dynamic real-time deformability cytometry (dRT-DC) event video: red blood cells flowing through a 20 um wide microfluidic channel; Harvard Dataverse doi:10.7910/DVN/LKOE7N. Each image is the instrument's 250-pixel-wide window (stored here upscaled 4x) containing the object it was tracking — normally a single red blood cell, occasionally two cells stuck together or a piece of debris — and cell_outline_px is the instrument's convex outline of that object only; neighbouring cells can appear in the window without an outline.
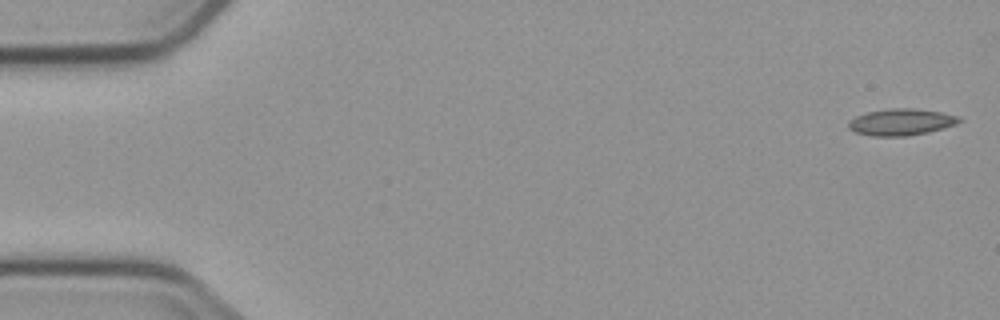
{"species": "common noctule bat (a hibernating species)", "species_latin": "Nyctalus noctula", "temperature_condition": "cold", "stored_images_in_passage": 5, "camera_frame_rate_fps": 3000, "um_per_image_px": 0.085, "animal": {"sex": "male", "body_mass_g": 23.1, "forearm_length_mm": 52.7}, "frame": {"image": 1, "passage_image": 1, "time_ms": 0.0, "image_size_px": [1000, 320], "cell_outline_px": [[964, 120], [956, 124], [928, 132], [908, 136], [872, 136], [856, 132], [848, 128], [848, 124], [856, 116], [868, 112], [892, 108], [912, 108], [940, 112], [960, 116]], "centroid_in_image_um": [76.64, 10.37], "position_along_channel_um": 8.4, "area_um2": 17.05}}
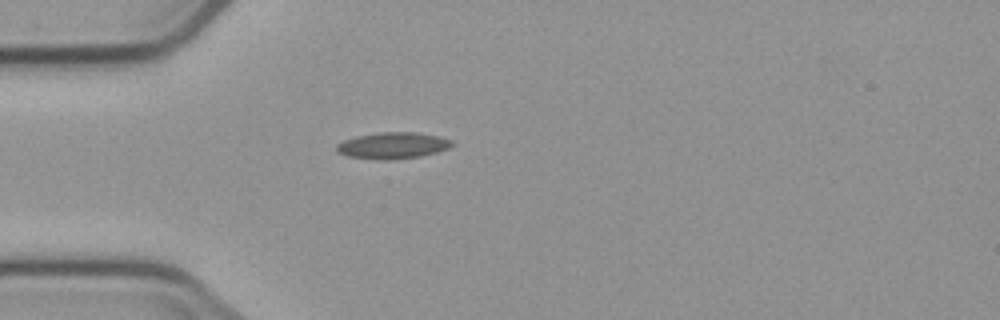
{"frame": {"image": 2, "passage_image": 4, "time_ms": 4.667, "image_size_px": [1000, 320], "cell_outline_px": [[456, 144], [448, 148], [436, 152], [420, 156], [396, 160], [376, 160], [344, 156], [336, 152], [336, 144], [344, 140], [356, 136], [380, 132], [416, 132], [436, 136], [452, 140]], "centroid_in_image_um": [33.34, 12.38], "position_along_channel_um": 51.7, "area_um2": 18.03}}